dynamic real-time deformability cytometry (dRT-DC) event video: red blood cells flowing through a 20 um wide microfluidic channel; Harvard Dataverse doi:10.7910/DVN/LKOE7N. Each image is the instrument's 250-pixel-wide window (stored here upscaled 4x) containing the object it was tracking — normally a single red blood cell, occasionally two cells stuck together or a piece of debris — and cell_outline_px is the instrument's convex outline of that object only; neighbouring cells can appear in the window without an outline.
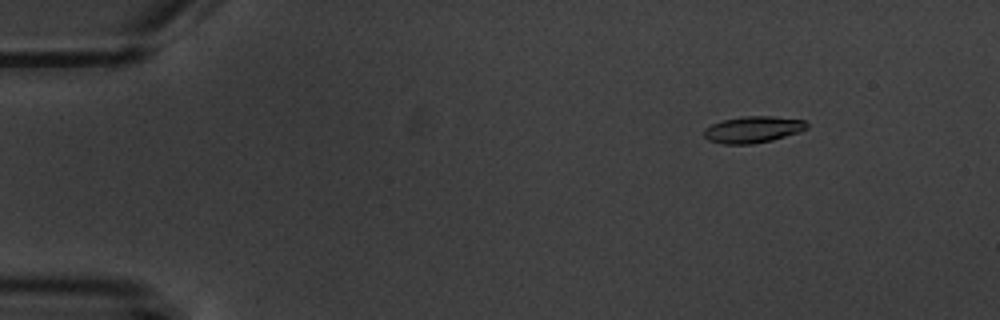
{"species": "common noctule bat (a hibernating species)", "species_latin": "Nyctalus noctula", "temperature_condition": "warm", "stored_images_in_passage": 6, "camera_frame_rate_fps": 3000, "um_per_image_px": 0.085, "animal": {"sex": "male", "body_mass_g": 20.1, "forearm_length_mm": 53.5}, "frame": {"image": 1, "passage_image": 3, "time_ms": 2.333, "image_size_px": [1000, 320], "cell_outline_px": [[808, 128], [800, 132], [772, 140], [752, 144], [724, 144], [708, 140], [704, 136], [704, 128], [712, 124], [724, 120], [744, 116], [772, 116], [804, 120], [808, 124]], "centroid_in_image_um": [64.01, 11.01], "position_along_channel_um": 21.0, "area_um2": 15.9}}
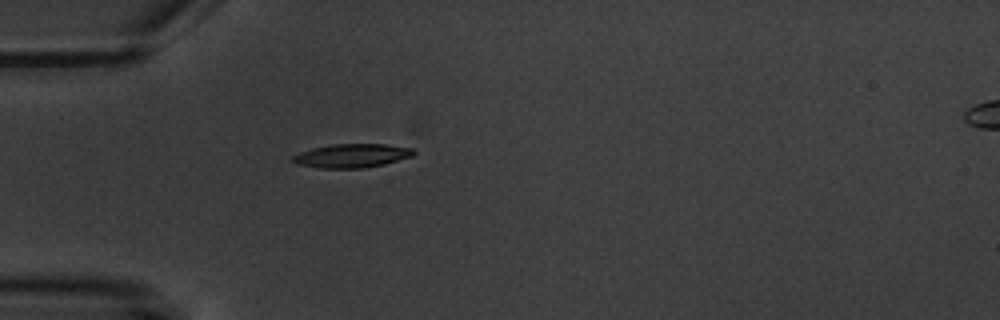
{"frame": {"image": 2, "passage_image": 6, "time_ms": 5.667, "image_size_px": [1000, 320], "cell_outline_px": [[416, 152], [412, 156], [384, 164], [364, 168], [320, 168], [296, 164], [292, 160], [292, 156], [300, 152], [312, 148], [332, 144], [384, 144], [412, 148]], "centroid_in_image_um": [29.89, 13.23], "position_along_channel_um": 55.1, "area_um2": 16.7}}